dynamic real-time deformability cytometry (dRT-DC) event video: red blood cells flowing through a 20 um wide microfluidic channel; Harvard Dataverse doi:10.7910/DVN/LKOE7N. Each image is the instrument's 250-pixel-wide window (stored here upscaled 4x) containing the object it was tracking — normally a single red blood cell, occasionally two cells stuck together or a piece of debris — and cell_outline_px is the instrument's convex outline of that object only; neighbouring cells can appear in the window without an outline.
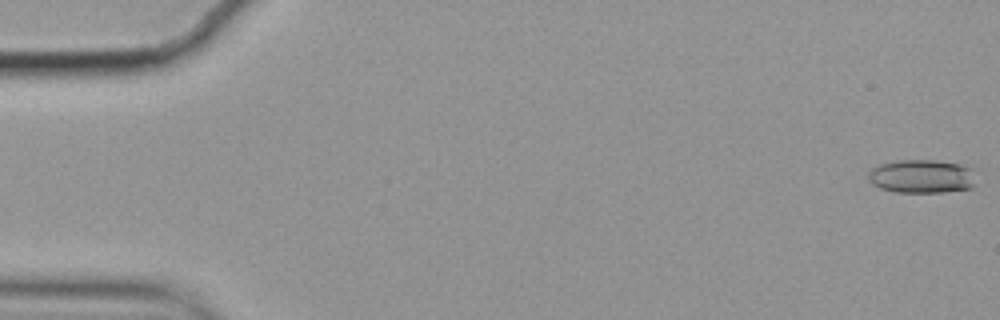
{"species": "common noctule bat (a hibernating species)", "species_latin": "Nyctalus noctula", "temperature_condition": "cold", "stored_images_in_passage": 11, "camera_frame_rate_fps": 3000, "um_per_image_px": 0.085, "animal": {"sex": "female", "body_mass_g": 19.9}, "frame": {"image": 1, "passage_image": 1, "time_ms": 0.0, "image_size_px": [1000, 320], "cell_outline_px": [[972, 188], [944, 192], [896, 192], [880, 188], [872, 184], [868, 180], [868, 172], [872, 168], [880, 164], [900, 160], [932, 160], [960, 164], [968, 168], [972, 184]], "centroid_in_image_um": [78.24, 15.0], "position_along_channel_um": 6.8, "area_um2": 20.63}}